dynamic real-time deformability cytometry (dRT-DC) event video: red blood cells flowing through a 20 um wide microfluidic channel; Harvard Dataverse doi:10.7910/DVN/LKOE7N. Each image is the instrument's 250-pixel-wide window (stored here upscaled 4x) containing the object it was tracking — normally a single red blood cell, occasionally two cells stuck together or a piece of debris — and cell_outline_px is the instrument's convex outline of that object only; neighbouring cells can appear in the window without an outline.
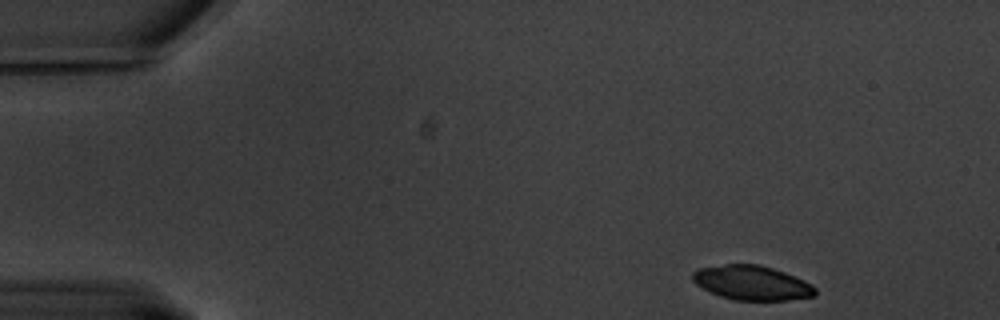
{"species": "common noctule bat (a hibernating species)", "species_latin": "Nyctalus noctula", "temperature_condition": "warm", "stored_images_in_passage": 56, "camera_frame_rate_fps": 3000, "um_per_image_px": 0.085, "animal": {"sex": "male", "body_mass_g": 20.1, "forearm_length_mm": 53.5}, "frame": {"image": 1, "passage_image": 1, "time_ms": 0.0, "image_size_px": [1000, 320], "cell_outline_px": [[816, 296], [788, 300], [736, 300], [720, 296], [696, 284], [692, 280], [692, 272], [696, 268], [724, 264], [760, 264], [784, 272], [804, 280], [812, 284], [816, 288]], "centroid_in_image_um": [63.92, 24.03], "position_along_channel_um": 21.1, "area_um2": 24.68}}
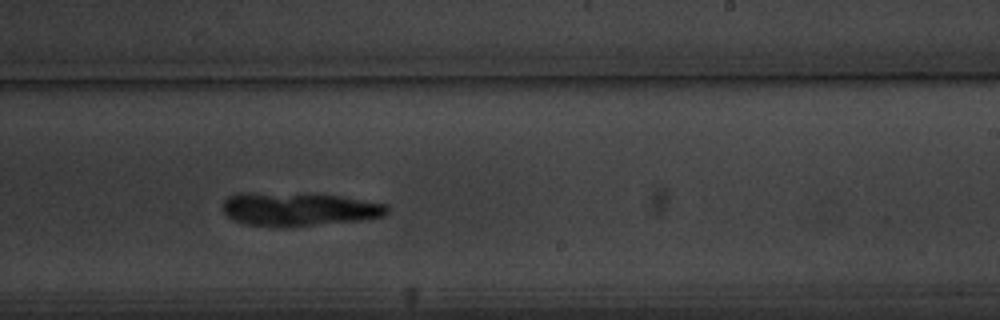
{"frame": {"image": 2, "passage_image": 32, "time_ms": 10.333, "image_size_px": [1000, 320], "cell_outline_px": [[388, 212], [384, 216], [360, 220], [312, 224], [248, 224], [236, 220], [228, 216], [224, 212], [220, 204], [228, 196], [236, 192], [248, 192], [344, 196], [388, 204]], "centroid_in_image_um": [25.4, 17.73], "position_along_channel_um": 263.6, "area_um2": 31.04}}
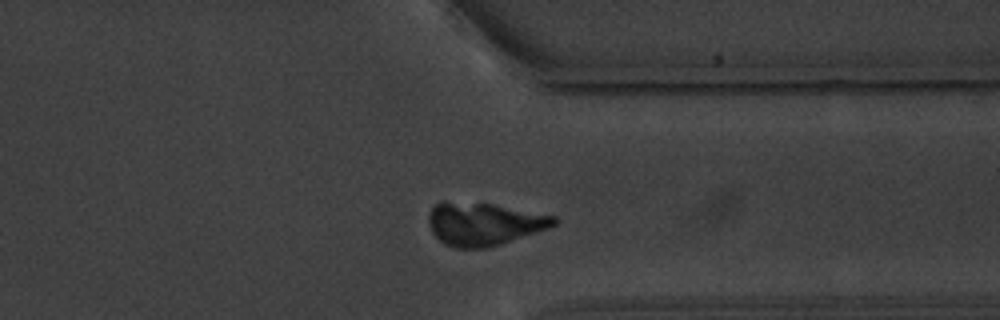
{"frame": {"image": 3, "passage_image": 42, "time_ms": 13.667, "image_size_px": [1000, 320], "cell_outline_px": [[556, 224], [548, 228], [488, 248], [456, 248], [444, 244], [432, 232], [428, 224], [428, 212], [436, 204], [492, 204], [556, 216]], "centroid_in_image_um": [41.14, 19.07], "position_along_channel_um": 370.3, "area_um2": 30.46}}